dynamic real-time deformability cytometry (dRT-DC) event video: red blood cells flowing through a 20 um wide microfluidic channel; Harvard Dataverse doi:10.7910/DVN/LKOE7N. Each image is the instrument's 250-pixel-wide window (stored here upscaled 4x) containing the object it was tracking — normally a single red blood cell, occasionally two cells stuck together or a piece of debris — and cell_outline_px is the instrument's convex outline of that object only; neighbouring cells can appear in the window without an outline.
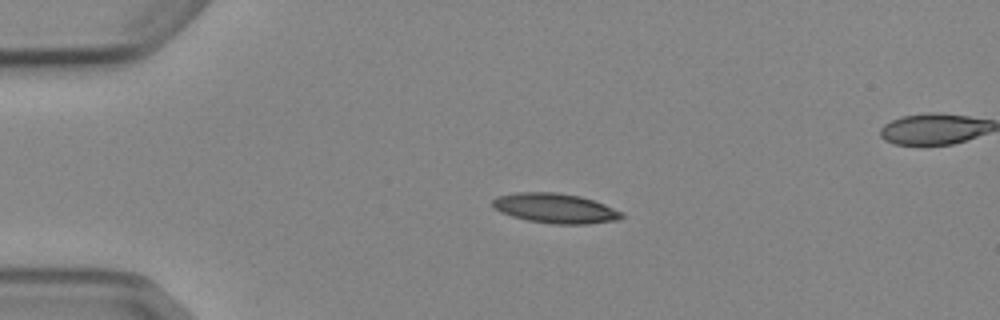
{"species": "Egyptian fruit bat (a non-hibernating species)", "species_latin": "Rousettus aegyptiacus", "temperature_condition": "cold", "stored_images_in_passage": 5, "segment_of_instrument_passage": [1, 2], "camera_frame_rate_fps": 3000, "um_per_image_px": 0.085, "animal": {"sex": "female"}, "frame": {"image": 1, "passage_image": 3, "time_ms": 2.333, "image_size_px": [1000, 320], "cell_outline_px": [[624, 216], [620, 220], [588, 224], [556, 224], [528, 220], [512, 216], [500, 212], [492, 208], [492, 200], [496, 196], [516, 192], [556, 192], [580, 196], [604, 204], [624, 212]], "centroid_in_image_um": [47.19, 17.7], "position_along_channel_um": 37.8, "area_um2": 22.6}}